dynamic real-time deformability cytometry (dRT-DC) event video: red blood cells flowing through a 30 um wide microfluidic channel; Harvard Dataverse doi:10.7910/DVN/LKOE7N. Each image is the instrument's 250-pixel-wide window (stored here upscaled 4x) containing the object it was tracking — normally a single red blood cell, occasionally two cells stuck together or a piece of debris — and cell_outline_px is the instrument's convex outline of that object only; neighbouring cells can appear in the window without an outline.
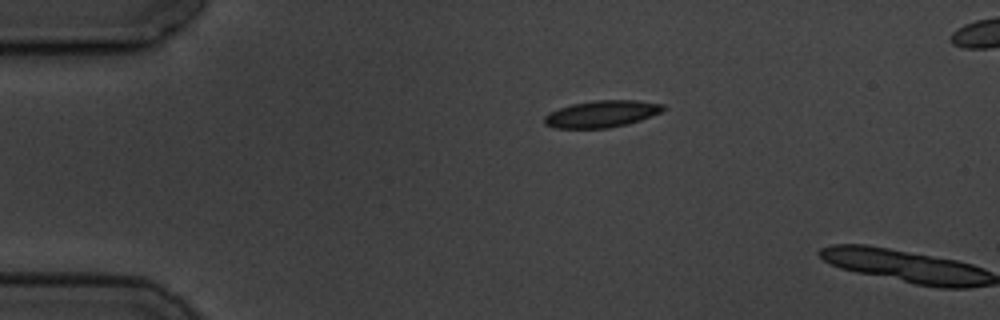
{"species": "common noctule bat (a hibernating species)", "species_latin": "Nyctalus noctula", "temperature_condition": "cold", "stored_images_in_passage": 2, "camera_frame_rate_fps": 3000, "um_per_image_px": 0.085, "animal": {"sex": "male", "body_mass_g": 19.5, "forearm_length_mm": 54.6}, "frame": {"image": 1, "passage_image": 1, "time_ms": 0.0, "image_size_px": [1000, 320], "cell_outline_px": [[668, 108], [652, 116], [628, 124], [608, 128], [552, 128], [544, 124], [544, 116], [548, 112], [572, 104], [596, 100], [636, 100], [664, 104]], "centroid_in_image_um": [51.15, 9.68], "position_along_channel_um": 33.8, "area_um2": 18.73}}